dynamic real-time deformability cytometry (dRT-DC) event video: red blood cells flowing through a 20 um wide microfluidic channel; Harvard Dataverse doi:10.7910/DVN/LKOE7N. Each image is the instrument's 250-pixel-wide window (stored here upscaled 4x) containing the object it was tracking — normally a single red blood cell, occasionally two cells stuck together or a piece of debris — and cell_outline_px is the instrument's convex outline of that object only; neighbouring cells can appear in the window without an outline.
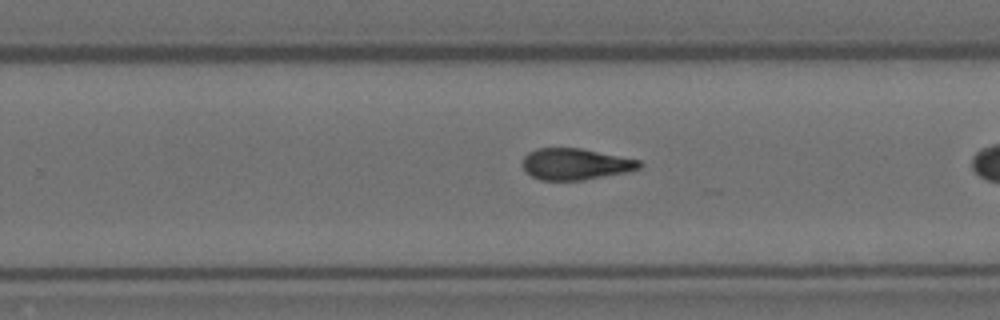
{"species": "Egyptian fruit bat (a non-hibernating species)", "species_latin": "Rousettus aegyptiacus", "temperature_condition": "room temperature", "stored_images_in_passage": 29, "camera_frame_rate_fps": 3000, "um_per_image_px": 0.085, "animal": {"sex": "female"}, "frame": {"image": 1, "passage_image": 21, "time_ms": 6.667, "image_size_px": [1000, 320], "cell_outline_px": [[644, 164], [640, 168], [628, 172], [584, 180], [540, 180], [532, 176], [524, 168], [524, 156], [528, 152], [536, 148], [580, 148], [640, 160]], "centroid_in_image_um": [48.95, 13.95], "position_along_channel_um": 280.9, "area_um2": 21.33}}